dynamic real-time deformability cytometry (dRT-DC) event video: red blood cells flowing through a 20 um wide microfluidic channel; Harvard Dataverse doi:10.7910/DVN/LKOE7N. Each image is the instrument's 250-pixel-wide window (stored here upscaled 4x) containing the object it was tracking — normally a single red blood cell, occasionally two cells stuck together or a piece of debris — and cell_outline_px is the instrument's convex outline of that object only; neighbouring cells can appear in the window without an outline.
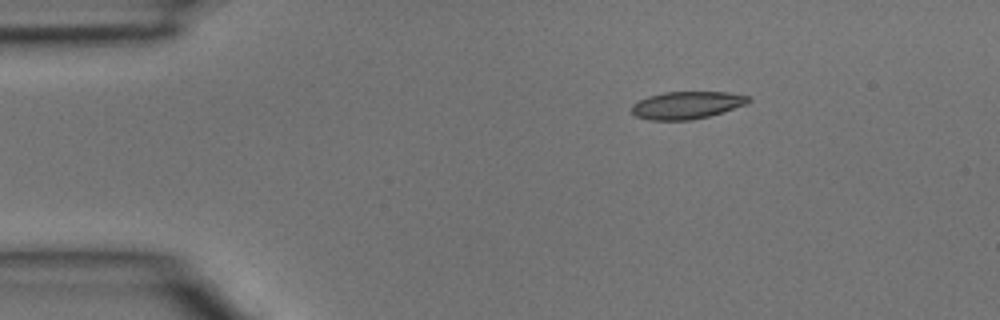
{"species": "common noctule bat (a hibernating species)", "species_latin": "Nyctalus noctula", "temperature_condition": "room temperature", "stored_images_in_passage": 4, "camera_frame_rate_fps": 3000, "um_per_image_px": 0.085, "animal": {"sex": "male", "body_mass_g": 15.6}, "frame": {"image": 1, "passage_image": 2, "time_ms": 0.333, "image_size_px": [1000, 320], "cell_outline_px": [[752, 100], [748, 104], [708, 116], [688, 120], [648, 120], [636, 116], [632, 112], [632, 104], [648, 96], [664, 92], [728, 92], [748, 96]], "centroid_in_image_um": [58.38, 8.93], "position_along_channel_um": 26.6, "area_um2": 18.61}}
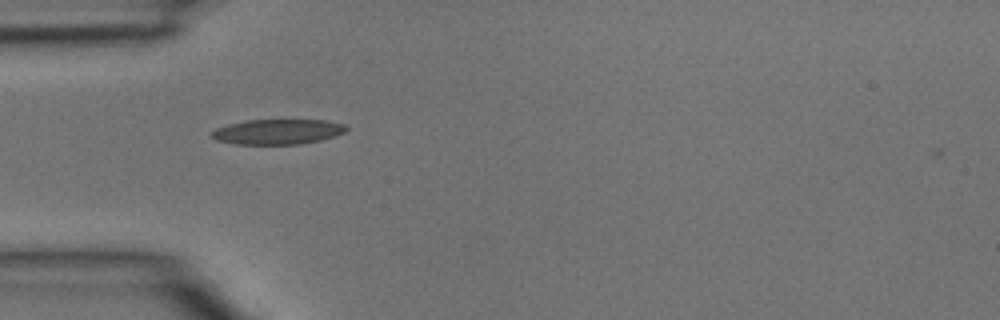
{"frame": {"image": 2, "passage_image": 4, "time_ms": 1.0, "image_size_px": [1000, 320], "cell_outline_px": [[348, 128], [344, 132], [320, 140], [300, 144], [236, 144], [216, 140], [212, 136], [212, 132], [216, 128], [228, 124], [244, 120], [324, 120], [344, 124]], "centroid_in_image_um": [23.58, 11.19], "position_along_channel_um": 61.4, "area_um2": 19.54}}